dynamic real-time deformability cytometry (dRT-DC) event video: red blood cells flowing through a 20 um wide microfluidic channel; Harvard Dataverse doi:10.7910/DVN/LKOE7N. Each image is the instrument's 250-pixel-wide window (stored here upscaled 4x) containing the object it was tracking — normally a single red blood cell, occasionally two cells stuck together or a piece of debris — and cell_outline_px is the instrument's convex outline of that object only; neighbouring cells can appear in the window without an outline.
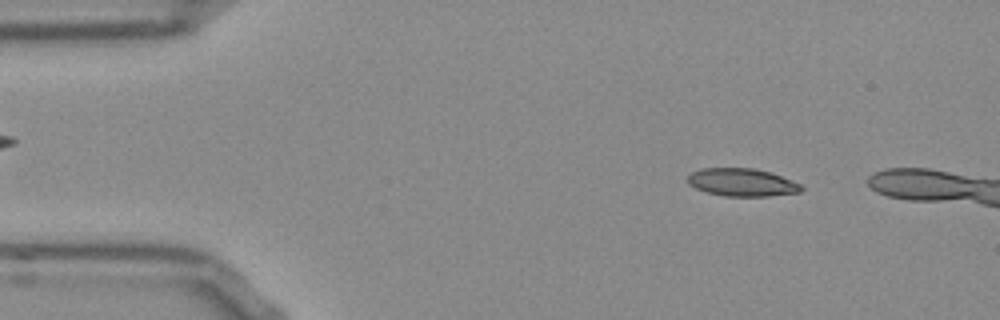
{"species": "Egyptian fruit bat (a non-hibernating species)", "species_latin": "Rousettus aegyptiacus", "temperature_condition": "room temperature", "stored_images_in_passage": 42, "camera_frame_rate_fps": 3000, "um_per_image_px": 0.085, "frame": {"image": 1, "passage_image": 3, "time_ms": 0.667, "image_size_px": [1000, 320], "cell_outline_px": [[804, 188], [800, 192], [768, 196], [724, 196], [708, 192], [696, 188], [688, 184], [688, 176], [692, 172], [700, 168], [752, 168], [772, 172], [800, 184]], "centroid_in_image_um": [63.07, 15.49], "position_along_channel_um": 21.9, "area_um2": 18.38}}
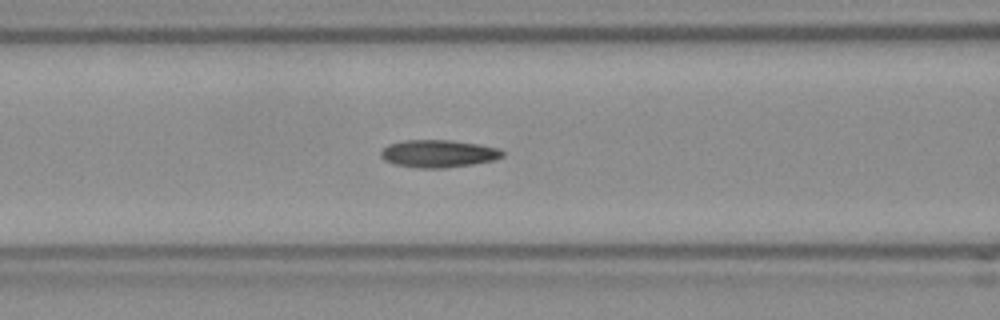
{"frame": {"image": 2, "passage_image": 17, "time_ms": 5.333, "image_size_px": [1000, 320], "cell_outline_px": [[504, 156], [496, 160], [472, 164], [444, 168], [416, 168], [396, 164], [384, 160], [380, 156], [380, 152], [388, 144], [404, 140], [452, 140], [480, 144], [500, 148], [504, 152]], "centroid_in_image_um": [37.29, 13.05], "position_along_channel_um": 129.3, "area_um2": 19.71}}
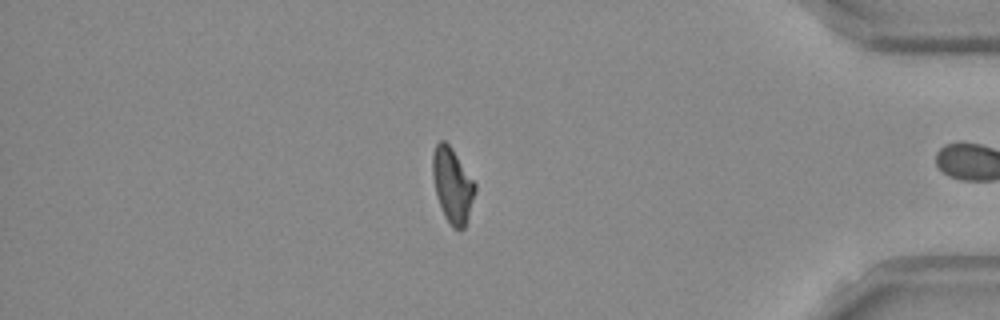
{"frame": {"image": 3, "passage_image": 41, "time_ms": 13.333, "image_size_px": [1000, 320], "cell_outline_px": [[476, 192], [464, 228], [452, 228], [444, 216], [436, 196], [432, 176], [432, 152], [436, 144], [440, 140], [444, 140], [452, 148], [476, 184]], "centroid_in_image_um": [38.44, 15.73], "position_along_channel_um": 396.8, "area_um2": 18.55}, "authors_computed_cell_mechanics": {"area_um2": 18.8139, "velocity_mm_per_s": 3.8117, "shape_relaxation_time_tau1_ms": null, "shape_relaxation_time_tau2_ms": 5.4552, "deformation_change_tau1": null, "deformation_change_tau2": 0.1253}}